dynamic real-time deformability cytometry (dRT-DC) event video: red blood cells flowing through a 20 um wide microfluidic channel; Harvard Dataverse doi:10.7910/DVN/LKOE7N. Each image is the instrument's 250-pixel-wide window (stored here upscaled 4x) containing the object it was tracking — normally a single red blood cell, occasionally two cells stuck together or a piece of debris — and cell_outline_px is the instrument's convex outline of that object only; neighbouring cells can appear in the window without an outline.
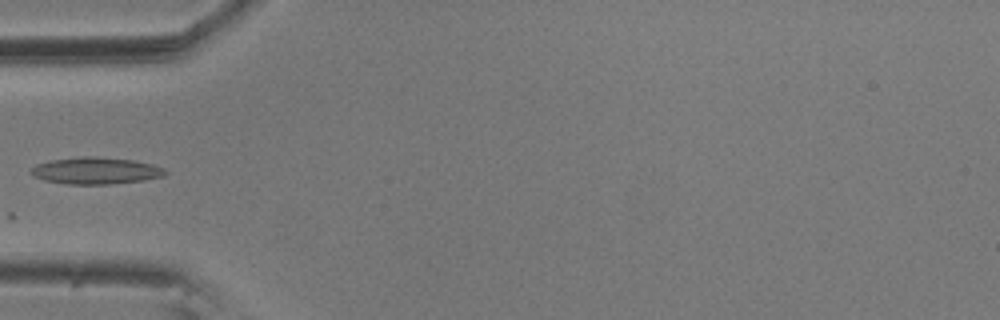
{"species": "common noctule bat (a hibernating species)", "species_latin": "Nyctalus noctula", "temperature_condition": "room temperature", "stored_images_in_passage": 5, "camera_frame_rate_fps": 3000, "um_per_image_px": 0.085, "animal": {"sex": "male", "body_mass_g": 20.5, "forearm_length_mm": 52.5}, "frame": {"image": 1, "passage_image": 5, "time_ms": 1.333, "image_size_px": [1000, 320], "cell_outline_px": [[168, 172], [164, 176], [144, 180], [112, 184], [68, 184], [44, 180], [32, 176], [28, 172], [36, 164], [52, 160], [84, 156], [96, 156], [132, 160], [152, 164], [164, 168]], "centroid_in_image_um": [8.13, 14.51], "position_along_channel_um": 76.9, "area_um2": 21.04}}